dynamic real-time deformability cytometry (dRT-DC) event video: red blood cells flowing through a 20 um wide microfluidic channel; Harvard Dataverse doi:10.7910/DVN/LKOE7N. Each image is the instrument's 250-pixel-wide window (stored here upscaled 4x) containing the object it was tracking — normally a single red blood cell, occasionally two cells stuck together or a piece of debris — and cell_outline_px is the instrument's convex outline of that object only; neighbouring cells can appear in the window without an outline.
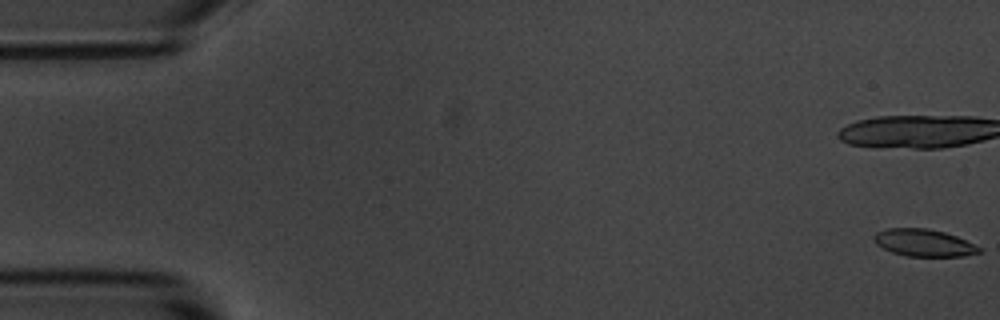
{"species": "common noctule bat (a hibernating species)", "species_latin": "Nyctalus noctula", "temperature_condition": "room temperature", "stored_images_in_passage": 7, "camera_frame_rate_fps": 3000, "um_per_image_px": 0.085, "animal": {"sex": "male", "body_mass_g": 20.1, "forearm_length_mm": 53.5}, "frame": {"image": 1, "passage_image": 1, "time_ms": 0.0, "image_size_px": [1000, 320], "cell_outline_px": [[980, 252], [964, 256], [904, 256], [892, 252], [876, 244], [872, 236], [876, 232], [888, 228], [928, 228], [944, 232], [956, 236], [980, 248]], "centroid_in_image_um": [78.47, 20.63], "position_along_channel_um": 6.5, "area_um2": 16.53}}